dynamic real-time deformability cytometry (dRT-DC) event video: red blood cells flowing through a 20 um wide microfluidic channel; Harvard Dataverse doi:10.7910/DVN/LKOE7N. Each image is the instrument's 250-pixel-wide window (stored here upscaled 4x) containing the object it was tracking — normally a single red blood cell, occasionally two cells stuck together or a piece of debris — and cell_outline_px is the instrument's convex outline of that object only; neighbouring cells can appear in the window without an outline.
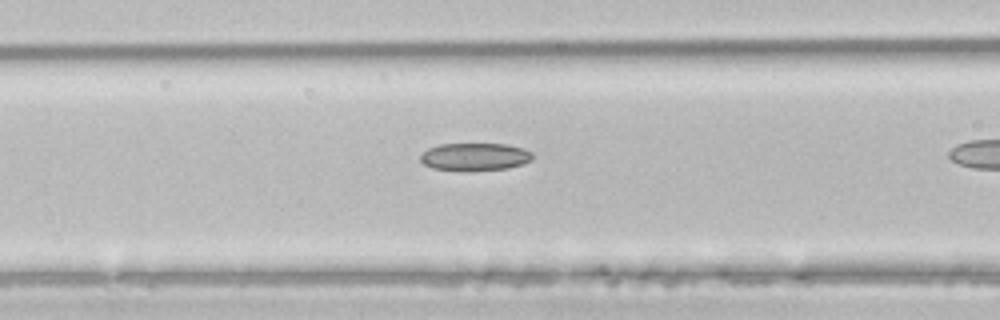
{"species": "common noctule bat (a hibernating species)", "species_latin": "Nyctalus noctula", "temperature_condition": "room temperature", "stored_images_in_passage": 15, "camera_frame_rate_fps": 3000, "um_per_image_px": 0.085, "animal": {"sex": "male", "body_mass_g": 21.5, "forearm_length_mm": 52.0}, "frame": {"image": 1, "passage_image": 11, "time_ms": 3.333, "image_size_px": [1000, 320], "cell_outline_px": [[532, 160], [524, 164], [508, 168], [432, 168], [424, 164], [420, 160], [420, 156], [428, 148], [440, 144], [504, 144], [524, 148], [532, 152]], "centroid_in_image_um": [40.41, 13.28], "position_along_channel_um": 126.2, "area_um2": 17.28}}